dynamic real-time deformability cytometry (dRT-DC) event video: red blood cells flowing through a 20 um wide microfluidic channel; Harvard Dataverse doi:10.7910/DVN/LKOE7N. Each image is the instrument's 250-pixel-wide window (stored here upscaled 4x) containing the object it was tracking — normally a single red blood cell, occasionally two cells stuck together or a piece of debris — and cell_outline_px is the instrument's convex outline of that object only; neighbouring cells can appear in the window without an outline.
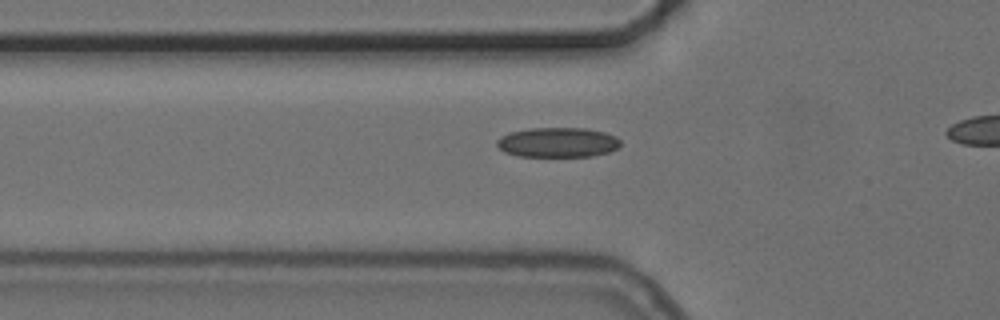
{"species": "common noctule bat (a hibernating species)", "species_latin": "Nyctalus noctula", "temperature_condition": "cold", "stored_images_in_passage": 38, "camera_frame_rate_fps": 3000, "um_per_image_px": 0.085, "animal": {"sex": "female", "body_mass_g": 24.6, "forearm_length_mm": 56.2}, "frame": {"image": 1, "passage_image": 12, "time_ms": 3.667, "image_size_px": [1000, 320], "cell_outline_px": [[620, 144], [616, 148], [608, 152], [592, 156], [516, 156], [504, 152], [496, 144], [496, 140], [500, 136], [512, 132], [532, 128], [584, 128], [604, 132], [616, 136], [620, 140]], "centroid_in_image_um": [47.39, 12.1], "position_along_channel_um": 78.4, "area_um2": 21.39}}
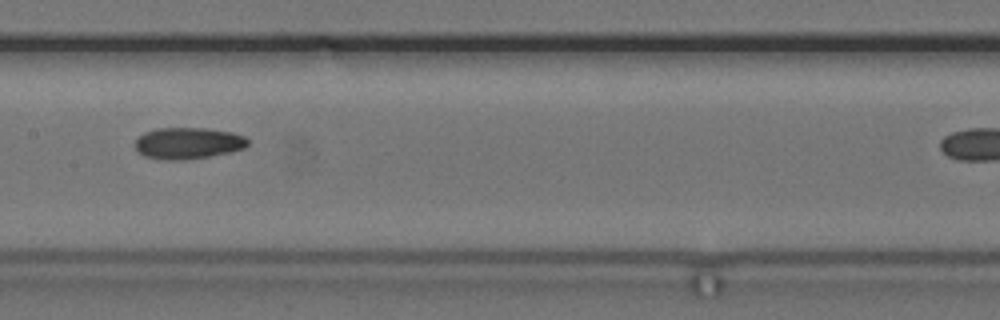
{"frame": {"image": 2, "passage_image": 21, "time_ms": 6.667, "image_size_px": [1000, 320], "cell_outline_px": [[248, 144], [244, 148], [232, 152], [188, 160], [164, 160], [144, 156], [136, 148], [136, 140], [144, 132], [156, 128], [208, 128], [232, 132], [244, 136], [248, 140]], "centroid_in_image_um": [16.01, 12.17], "position_along_channel_um": 191.4, "area_um2": 20.81}}
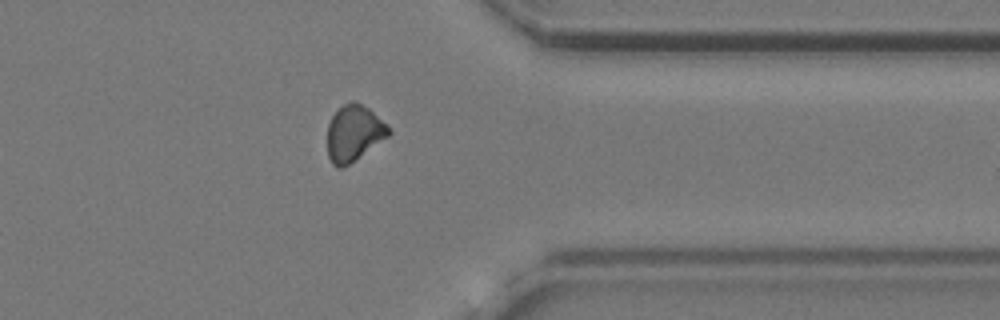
{"frame": {"image": 3, "passage_image": 37, "time_ms": 12.0, "image_size_px": [1000, 320], "cell_outline_px": [[392, 132], [388, 136], [344, 168], [336, 168], [332, 164], [328, 156], [328, 124], [332, 116], [344, 104], [352, 100], [356, 100], [368, 108], [388, 124]], "centroid_in_image_um": [30.09, 11.32], "position_along_channel_um": 381.3, "area_um2": 20.06}}